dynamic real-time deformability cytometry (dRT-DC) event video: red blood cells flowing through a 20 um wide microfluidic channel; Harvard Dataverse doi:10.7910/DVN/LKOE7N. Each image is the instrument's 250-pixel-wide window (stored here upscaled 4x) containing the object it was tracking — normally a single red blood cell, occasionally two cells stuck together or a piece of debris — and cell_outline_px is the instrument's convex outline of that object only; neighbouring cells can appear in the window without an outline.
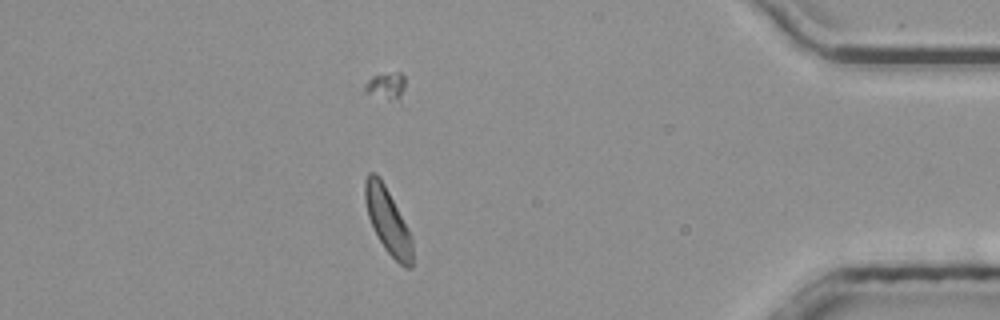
{"species": "common noctule bat (a hibernating species)", "species_latin": "Nyctalus noctula", "temperature_condition": "room temperature", "stored_images_in_passage": 56, "segment_of_instrument_passage": [2, 2], "camera_frame_rate_fps": 3000, "um_per_image_px": 0.085, "animal": {"sex": "male", "body_mass_g": 20.4}, "frame": {"image": 1, "passage_image": 49, "time_ms": 16.0, "image_size_px": [1000, 320], "cell_outline_px": [[412, 268], [404, 268], [384, 248], [368, 216], [364, 200], [364, 180], [368, 172], [376, 172], [380, 176], [408, 228], [412, 240]], "centroid_in_image_um": [32.94, 18.72], "position_along_channel_um": 402.3, "area_um2": 17.92}}